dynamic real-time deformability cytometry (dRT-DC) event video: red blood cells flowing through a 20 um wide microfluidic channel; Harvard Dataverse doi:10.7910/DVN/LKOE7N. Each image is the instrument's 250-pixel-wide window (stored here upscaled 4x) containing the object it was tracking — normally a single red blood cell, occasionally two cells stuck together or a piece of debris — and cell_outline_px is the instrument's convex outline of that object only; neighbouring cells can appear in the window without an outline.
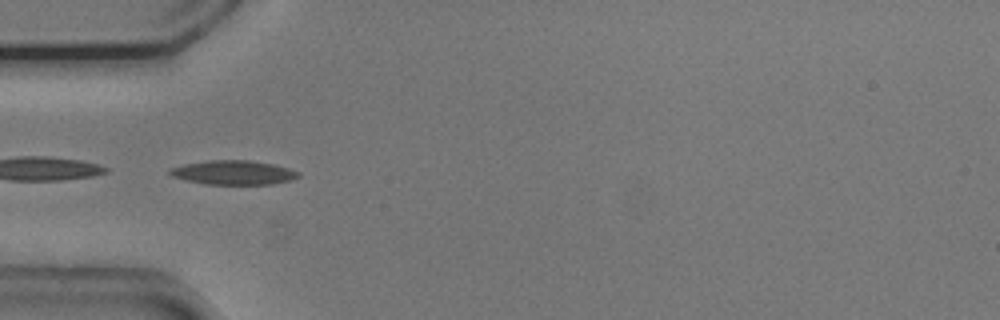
{"species": "common noctule bat (a hibernating species)", "species_latin": "Nyctalus noctula", "temperature_condition": "cold", "stored_images_in_passage": 21, "camera_frame_rate_fps": 3000, "um_per_image_px": 0.085, "animal": {"sex": "male", "body_mass_g": 20.5, "forearm_length_mm": 52.5}, "frame": {"image": 1, "passage_image": 1, "time_ms": 0.0, "image_size_px": [1000, 320], "cell_outline_px": [[300, 176], [292, 180], [272, 184], [204, 184], [184, 180], [172, 176], [168, 172], [168, 168], [184, 164], [208, 160], [248, 160], [272, 164], [288, 168], [300, 172]], "centroid_in_image_um": [19.82, 14.67], "position_along_channel_um": 65.2, "area_um2": 18.21}}